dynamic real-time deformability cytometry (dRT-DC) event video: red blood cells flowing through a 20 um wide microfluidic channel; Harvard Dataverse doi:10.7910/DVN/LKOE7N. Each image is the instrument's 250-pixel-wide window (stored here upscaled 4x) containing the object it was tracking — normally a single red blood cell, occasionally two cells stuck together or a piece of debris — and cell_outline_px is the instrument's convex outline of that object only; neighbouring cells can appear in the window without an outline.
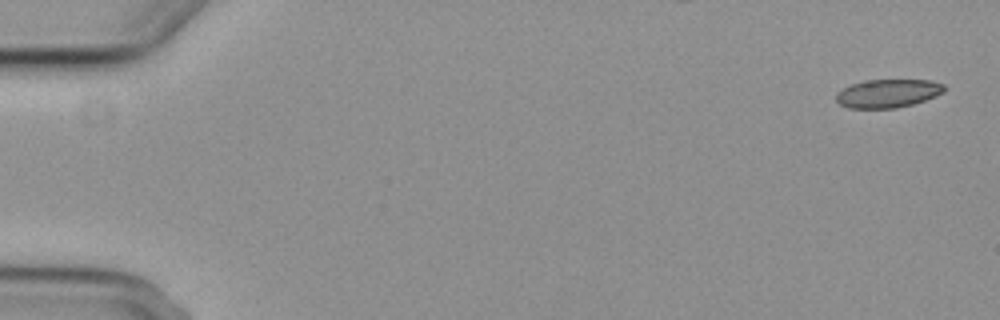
{"species": "common noctule bat (a hibernating species)", "species_latin": "Nyctalus noctula", "temperature_condition": "cold", "stored_images_in_passage": 3, "camera_frame_rate_fps": 3000, "um_per_image_px": 0.085, "animal": {"sex": "female", "body_mass_g": 29.2, "forearm_length_mm": 56.3}, "frame": {"image": 1, "passage_image": 1, "time_ms": 0.0, "image_size_px": [1000, 320], "cell_outline_px": [[944, 92], [936, 96], [912, 104], [896, 108], [848, 108], [840, 104], [836, 100], [836, 92], [852, 84], [864, 80], [932, 80], [944, 84]], "centroid_in_image_um": [75.46, 7.93], "position_along_channel_um": 9.5, "area_um2": 17.86}}